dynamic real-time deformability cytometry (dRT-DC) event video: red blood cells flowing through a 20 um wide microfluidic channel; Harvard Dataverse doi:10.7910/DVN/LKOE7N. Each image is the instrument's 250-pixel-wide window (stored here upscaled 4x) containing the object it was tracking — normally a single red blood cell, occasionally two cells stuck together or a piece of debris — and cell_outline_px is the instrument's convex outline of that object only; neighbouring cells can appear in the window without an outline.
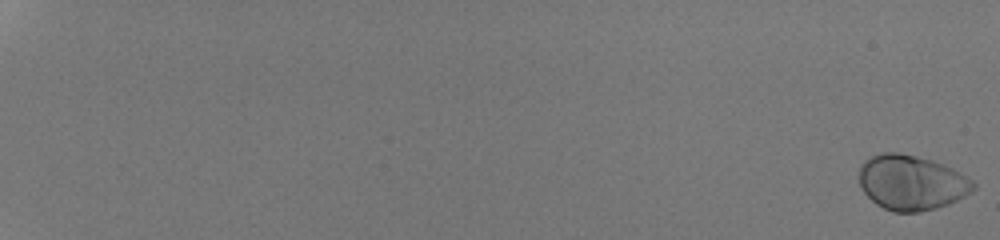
{"species": "human", "species_latin": "Homo sapiens", "temperature_condition": "room temperature", "stored_images_in_passage": 54, "camera_frame_rate_fps": 3000, "um_per_image_px": 0.085, "donor": {"sex": "male"}, "frame": {"image": 1, "passage_image": 1, "time_ms": 0.0, "image_size_px": [1000, 240], "cell_outline_px": [[976, 188], [972, 192], [948, 204], [936, 208], [920, 212], [892, 212], [876, 204], [864, 192], [860, 184], [860, 164], [864, 160], [872, 156], [884, 152], [900, 152], [932, 160], [944, 164], [952, 168], [972, 180], [976, 184]], "centroid_in_image_um": [77.48, 15.52], "position_along_channel_um": 7.5, "area_um2": 36.65}}
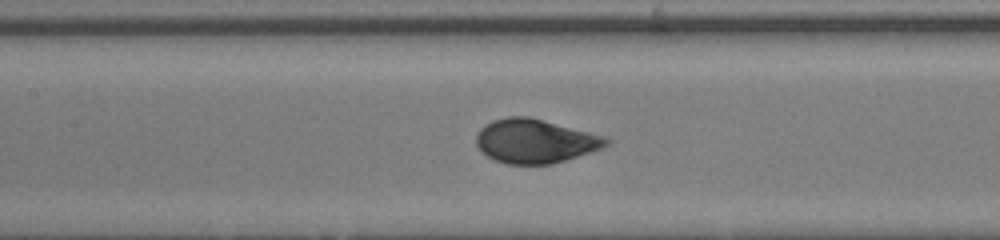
{"frame": {"image": 2, "passage_image": 31, "time_ms": 10.0, "image_size_px": [1000, 240], "cell_outline_px": [[612, 140], [608, 144], [600, 148], [552, 164], [508, 164], [496, 160], [488, 156], [476, 144], [476, 136], [480, 128], [484, 124], [492, 120], [508, 116], [528, 116], [604, 136]], "centroid_in_image_um": [45.45, 11.98], "position_along_channel_um": 162.0, "area_um2": 32.89}}
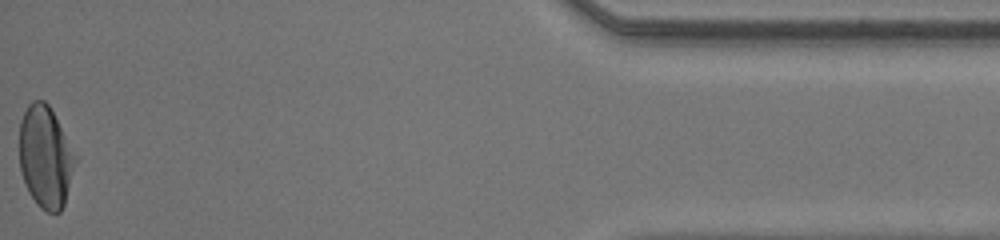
{"frame": {"image": 3, "passage_image": 54, "time_ms": 17.667, "image_size_px": [1000, 240], "cell_outline_px": [[76, 160], [64, 204], [60, 212], [48, 212], [40, 208], [36, 204], [28, 192], [20, 172], [20, 120], [28, 104], [32, 100], [44, 100], [48, 104], [76, 156]], "centroid_in_image_um": [3.83, 13.35], "position_along_channel_um": 431.4, "area_um2": 32.89}, "authors_computed_cell_mechanics": {"area_um2": 34.0442, "velocity_mm_per_s": 4.3205, "shape_relaxation_time_tau1_ms": 2.1184, "shape_relaxation_time_tau2_ms": null, "deformation_change_tau1": 0.1427, "deformation_change_tau2": null}}